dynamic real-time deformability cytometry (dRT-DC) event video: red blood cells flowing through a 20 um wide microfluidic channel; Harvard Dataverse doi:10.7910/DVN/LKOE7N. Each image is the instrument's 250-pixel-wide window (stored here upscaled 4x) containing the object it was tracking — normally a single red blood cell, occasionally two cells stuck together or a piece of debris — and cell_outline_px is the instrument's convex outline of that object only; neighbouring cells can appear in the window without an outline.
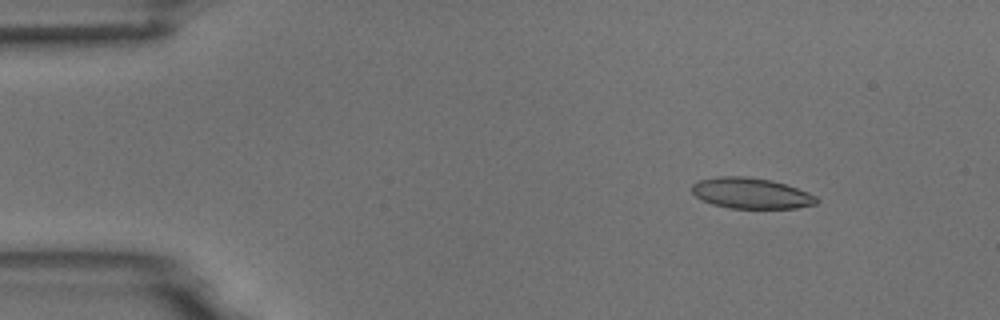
{"species": "common noctule bat (a hibernating species)", "species_latin": "Nyctalus noctula", "temperature_condition": "room temperature", "stored_images_in_passage": 54, "camera_frame_rate_fps": 3000, "um_per_image_px": 0.085, "animal": {"sex": "male", "body_mass_g": 18.8}, "frame": {"image": 1, "passage_image": 7, "time_ms": 2.0, "image_size_px": [1000, 320], "cell_outline_px": [[820, 200], [816, 204], [796, 208], [728, 208], [712, 204], [700, 200], [692, 192], [692, 184], [700, 180], [716, 176], [744, 176], [772, 180], [808, 192], [816, 196]], "centroid_in_image_um": [63.83, 16.43], "position_along_channel_um": 21.2, "area_um2": 22.43}}
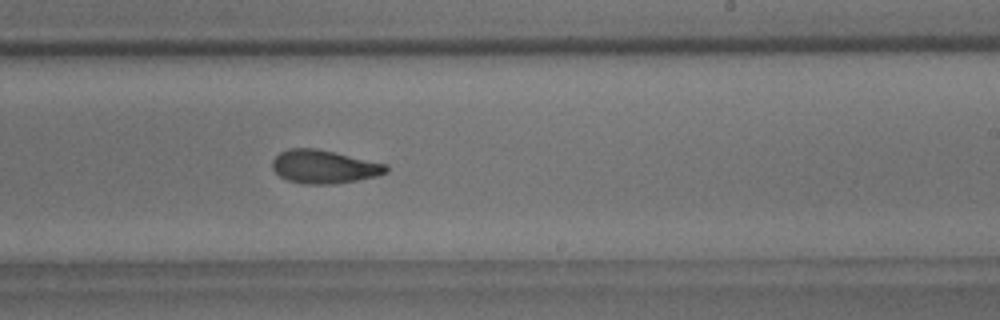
{"frame": {"image": 2, "passage_image": 33, "time_ms": 10.667, "image_size_px": [1000, 320], "cell_outline_px": [[388, 172], [380, 176], [332, 184], [304, 184], [288, 180], [280, 176], [272, 168], [272, 160], [280, 152], [288, 148], [316, 148], [388, 164]], "centroid_in_image_um": [27.56, 14.17], "position_along_channel_um": 261.4, "area_um2": 22.2}}
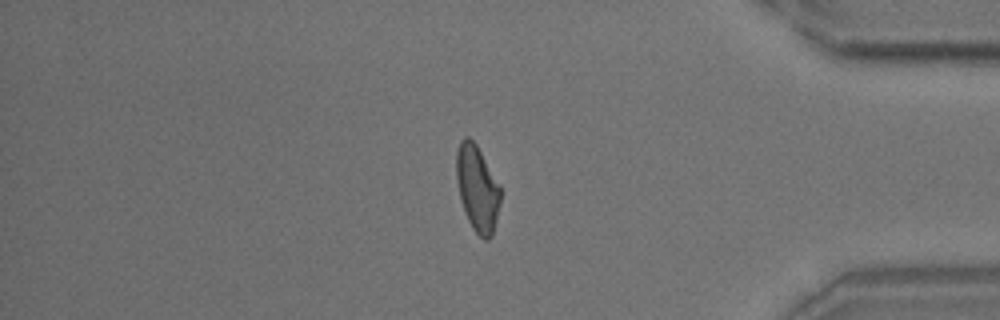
{"frame": {"image": 3, "passage_image": 46, "time_ms": 15.0, "image_size_px": [1000, 320], "cell_outline_px": [[500, 204], [492, 236], [488, 240], [484, 240], [472, 228], [464, 212], [456, 180], [456, 152], [460, 140], [464, 136], [468, 136], [476, 144], [500, 188]], "centroid_in_image_um": [40.54, 16.02], "position_along_channel_um": 394.7, "area_um2": 21.85}, "authors_computed_cell_mechanics": {"area_um2": 22.3397, "velocity_mm_per_s": 3.7115, "shape_relaxation_time_tau1_ms": null, "shape_relaxation_time_tau2_ms": 3.2351, "deformation_change_tau1": null, "deformation_change_tau2": 0.1057}}